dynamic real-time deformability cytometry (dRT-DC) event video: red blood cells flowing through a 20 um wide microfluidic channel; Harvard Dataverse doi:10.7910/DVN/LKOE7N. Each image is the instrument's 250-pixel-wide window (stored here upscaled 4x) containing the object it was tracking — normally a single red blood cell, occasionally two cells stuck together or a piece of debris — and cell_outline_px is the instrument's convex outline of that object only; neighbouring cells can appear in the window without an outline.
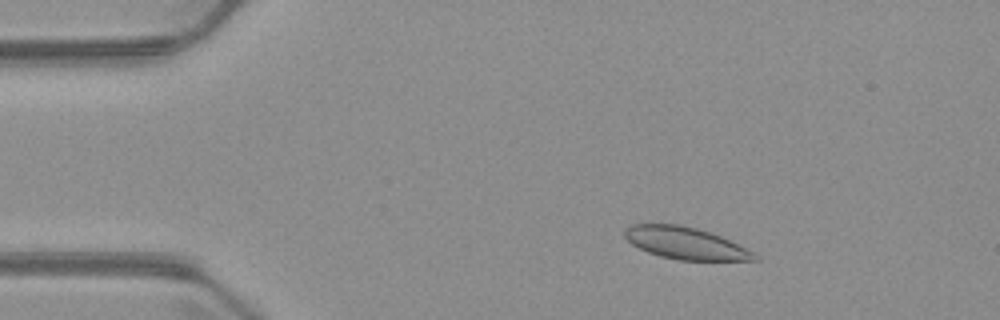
{"species": "common noctule bat (a hibernating species)", "species_latin": "Nyctalus noctula", "temperature_condition": "warm", "stored_images_in_passage": 6, "camera_frame_rate_fps": 3000, "um_per_image_px": 0.085, "animal": {"sex": "male", "body_mass_g": 23.1, "forearm_length_mm": 52.7}, "frame": {"image": 1, "passage_image": 3, "time_ms": 2.667, "image_size_px": [1000, 320], "cell_outline_px": [[760, 260], [680, 260], [660, 256], [648, 252], [632, 244], [624, 236], [624, 228], [632, 224], [680, 224], [696, 228], [720, 236], [760, 256]], "centroid_in_image_um": [58.23, 20.66], "position_along_channel_um": 26.8, "area_um2": 23.93}}